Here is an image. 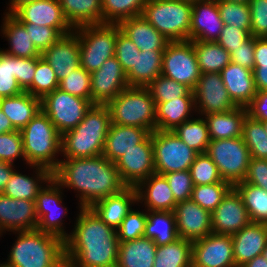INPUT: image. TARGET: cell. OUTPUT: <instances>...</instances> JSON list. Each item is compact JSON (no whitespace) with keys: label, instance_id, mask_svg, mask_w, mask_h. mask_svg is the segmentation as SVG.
I'll return each mask as SVG.
<instances>
[{"label":"cell","instance_id":"1","mask_svg":"<svg viewBox=\"0 0 267 267\" xmlns=\"http://www.w3.org/2000/svg\"><path fill=\"white\" fill-rule=\"evenodd\" d=\"M52 178L78 198L77 208H90L105 197L122 192L128 186L116 168L103 155L90 158H61Z\"/></svg>","mask_w":267,"mask_h":267},{"label":"cell","instance_id":"2","mask_svg":"<svg viewBox=\"0 0 267 267\" xmlns=\"http://www.w3.org/2000/svg\"><path fill=\"white\" fill-rule=\"evenodd\" d=\"M5 261L13 267H66L64 240L38 229L18 231Z\"/></svg>","mask_w":267,"mask_h":267},{"label":"cell","instance_id":"3","mask_svg":"<svg viewBox=\"0 0 267 267\" xmlns=\"http://www.w3.org/2000/svg\"><path fill=\"white\" fill-rule=\"evenodd\" d=\"M110 125L107 106L93 104L74 129L61 135V156L90 158L102 155Z\"/></svg>","mask_w":267,"mask_h":267},{"label":"cell","instance_id":"4","mask_svg":"<svg viewBox=\"0 0 267 267\" xmlns=\"http://www.w3.org/2000/svg\"><path fill=\"white\" fill-rule=\"evenodd\" d=\"M26 165L48 168L53 172L61 159V134L40 110L21 130Z\"/></svg>","mask_w":267,"mask_h":267},{"label":"cell","instance_id":"5","mask_svg":"<svg viewBox=\"0 0 267 267\" xmlns=\"http://www.w3.org/2000/svg\"><path fill=\"white\" fill-rule=\"evenodd\" d=\"M106 106L113 124L156 130V104L147 87L129 86Z\"/></svg>","mask_w":267,"mask_h":267},{"label":"cell","instance_id":"6","mask_svg":"<svg viewBox=\"0 0 267 267\" xmlns=\"http://www.w3.org/2000/svg\"><path fill=\"white\" fill-rule=\"evenodd\" d=\"M192 2L148 0L142 17L169 42L190 41Z\"/></svg>","mask_w":267,"mask_h":267},{"label":"cell","instance_id":"7","mask_svg":"<svg viewBox=\"0 0 267 267\" xmlns=\"http://www.w3.org/2000/svg\"><path fill=\"white\" fill-rule=\"evenodd\" d=\"M80 44V66L92 73L110 57L115 56L118 24H87L74 28Z\"/></svg>","mask_w":267,"mask_h":267},{"label":"cell","instance_id":"8","mask_svg":"<svg viewBox=\"0 0 267 267\" xmlns=\"http://www.w3.org/2000/svg\"><path fill=\"white\" fill-rule=\"evenodd\" d=\"M205 153L217 165L224 181L234 186L245 179L251 157L242 137L211 140Z\"/></svg>","mask_w":267,"mask_h":267},{"label":"cell","instance_id":"9","mask_svg":"<svg viewBox=\"0 0 267 267\" xmlns=\"http://www.w3.org/2000/svg\"><path fill=\"white\" fill-rule=\"evenodd\" d=\"M152 144L155 173L161 175L189 170L198 155L173 131H153Z\"/></svg>","mask_w":267,"mask_h":267},{"label":"cell","instance_id":"10","mask_svg":"<svg viewBox=\"0 0 267 267\" xmlns=\"http://www.w3.org/2000/svg\"><path fill=\"white\" fill-rule=\"evenodd\" d=\"M93 102L57 88L41 99V110L62 135L74 129L85 117Z\"/></svg>","mask_w":267,"mask_h":267},{"label":"cell","instance_id":"11","mask_svg":"<svg viewBox=\"0 0 267 267\" xmlns=\"http://www.w3.org/2000/svg\"><path fill=\"white\" fill-rule=\"evenodd\" d=\"M63 190L64 189L51 178L38 192L35 201L38 217L36 229L56 235L65 240L70 232H66L65 219H63L68 214L67 207L63 205Z\"/></svg>","mask_w":267,"mask_h":267},{"label":"cell","instance_id":"12","mask_svg":"<svg viewBox=\"0 0 267 267\" xmlns=\"http://www.w3.org/2000/svg\"><path fill=\"white\" fill-rule=\"evenodd\" d=\"M161 74L185 84L192 91L195 89L201 71L191 41H174L167 44L163 51Z\"/></svg>","mask_w":267,"mask_h":267},{"label":"cell","instance_id":"13","mask_svg":"<svg viewBox=\"0 0 267 267\" xmlns=\"http://www.w3.org/2000/svg\"><path fill=\"white\" fill-rule=\"evenodd\" d=\"M194 93L197 114L225 113L237 106L230 98L220 73H201Z\"/></svg>","mask_w":267,"mask_h":267},{"label":"cell","instance_id":"14","mask_svg":"<svg viewBox=\"0 0 267 267\" xmlns=\"http://www.w3.org/2000/svg\"><path fill=\"white\" fill-rule=\"evenodd\" d=\"M66 267H116L119 242L64 243Z\"/></svg>","mask_w":267,"mask_h":267},{"label":"cell","instance_id":"15","mask_svg":"<svg viewBox=\"0 0 267 267\" xmlns=\"http://www.w3.org/2000/svg\"><path fill=\"white\" fill-rule=\"evenodd\" d=\"M121 179L128 187H136L155 173L152 133L135 148L125 152L115 162Z\"/></svg>","mask_w":267,"mask_h":267},{"label":"cell","instance_id":"16","mask_svg":"<svg viewBox=\"0 0 267 267\" xmlns=\"http://www.w3.org/2000/svg\"><path fill=\"white\" fill-rule=\"evenodd\" d=\"M192 267H236L232 237L210 233L192 242Z\"/></svg>","mask_w":267,"mask_h":267},{"label":"cell","instance_id":"17","mask_svg":"<svg viewBox=\"0 0 267 267\" xmlns=\"http://www.w3.org/2000/svg\"><path fill=\"white\" fill-rule=\"evenodd\" d=\"M127 87V75L115 56L107 59L100 69L91 73L93 104L106 105Z\"/></svg>","mask_w":267,"mask_h":267},{"label":"cell","instance_id":"18","mask_svg":"<svg viewBox=\"0 0 267 267\" xmlns=\"http://www.w3.org/2000/svg\"><path fill=\"white\" fill-rule=\"evenodd\" d=\"M250 223L242 197L234 187L211 212L212 233L233 236Z\"/></svg>","mask_w":267,"mask_h":267},{"label":"cell","instance_id":"19","mask_svg":"<svg viewBox=\"0 0 267 267\" xmlns=\"http://www.w3.org/2000/svg\"><path fill=\"white\" fill-rule=\"evenodd\" d=\"M173 212L178 238L194 242L212 233L211 212L192 199L178 202Z\"/></svg>","mask_w":267,"mask_h":267},{"label":"cell","instance_id":"20","mask_svg":"<svg viewBox=\"0 0 267 267\" xmlns=\"http://www.w3.org/2000/svg\"><path fill=\"white\" fill-rule=\"evenodd\" d=\"M13 15L23 24L56 28L62 35L74 31L66 20L58 0H34L19 7Z\"/></svg>","mask_w":267,"mask_h":267},{"label":"cell","instance_id":"21","mask_svg":"<svg viewBox=\"0 0 267 267\" xmlns=\"http://www.w3.org/2000/svg\"><path fill=\"white\" fill-rule=\"evenodd\" d=\"M37 225L35 201L14 199L0 193V227L5 234L35 230Z\"/></svg>","mask_w":267,"mask_h":267},{"label":"cell","instance_id":"22","mask_svg":"<svg viewBox=\"0 0 267 267\" xmlns=\"http://www.w3.org/2000/svg\"><path fill=\"white\" fill-rule=\"evenodd\" d=\"M41 57L51 66L58 81L68 77L80 67V44L77 33L73 31L63 35L46 49Z\"/></svg>","mask_w":267,"mask_h":267},{"label":"cell","instance_id":"23","mask_svg":"<svg viewBox=\"0 0 267 267\" xmlns=\"http://www.w3.org/2000/svg\"><path fill=\"white\" fill-rule=\"evenodd\" d=\"M78 211L64 243L119 242L116 230L103 222L90 208H79Z\"/></svg>","mask_w":267,"mask_h":267},{"label":"cell","instance_id":"24","mask_svg":"<svg viewBox=\"0 0 267 267\" xmlns=\"http://www.w3.org/2000/svg\"><path fill=\"white\" fill-rule=\"evenodd\" d=\"M223 26L217 0H200L193 3L190 41L216 42Z\"/></svg>","mask_w":267,"mask_h":267},{"label":"cell","instance_id":"25","mask_svg":"<svg viewBox=\"0 0 267 267\" xmlns=\"http://www.w3.org/2000/svg\"><path fill=\"white\" fill-rule=\"evenodd\" d=\"M137 206L149 211H173L177 202L164 175L151 174L136 187Z\"/></svg>","mask_w":267,"mask_h":267},{"label":"cell","instance_id":"26","mask_svg":"<svg viewBox=\"0 0 267 267\" xmlns=\"http://www.w3.org/2000/svg\"><path fill=\"white\" fill-rule=\"evenodd\" d=\"M232 237L233 257L236 267L262 255L267 245V224L250 223Z\"/></svg>","mask_w":267,"mask_h":267},{"label":"cell","instance_id":"27","mask_svg":"<svg viewBox=\"0 0 267 267\" xmlns=\"http://www.w3.org/2000/svg\"><path fill=\"white\" fill-rule=\"evenodd\" d=\"M137 204L136 188L127 187L118 194L99 200L90 209L109 227L117 230L126 215Z\"/></svg>","mask_w":267,"mask_h":267},{"label":"cell","instance_id":"28","mask_svg":"<svg viewBox=\"0 0 267 267\" xmlns=\"http://www.w3.org/2000/svg\"><path fill=\"white\" fill-rule=\"evenodd\" d=\"M220 74L233 103L246 108L256 95L253 71L230 62Z\"/></svg>","mask_w":267,"mask_h":267},{"label":"cell","instance_id":"29","mask_svg":"<svg viewBox=\"0 0 267 267\" xmlns=\"http://www.w3.org/2000/svg\"><path fill=\"white\" fill-rule=\"evenodd\" d=\"M150 134L145 128L111 123L102 155L115 163L125 152L142 143Z\"/></svg>","mask_w":267,"mask_h":267},{"label":"cell","instance_id":"30","mask_svg":"<svg viewBox=\"0 0 267 267\" xmlns=\"http://www.w3.org/2000/svg\"><path fill=\"white\" fill-rule=\"evenodd\" d=\"M0 27L1 36L8 41L9 48L2 49L8 55L21 58L40 57L41 53L31 41L30 32L13 14L4 13Z\"/></svg>","mask_w":267,"mask_h":267},{"label":"cell","instance_id":"31","mask_svg":"<svg viewBox=\"0 0 267 267\" xmlns=\"http://www.w3.org/2000/svg\"><path fill=\"white\" fill-rule=\"evenodd\" d=\"M28 167L33 169V175L15 170L2 192L4 195L14 199L36 201L38 192L52 178V172L41 166L28 165Z\"/></svg>","mask_w":267,"mask_h":267},{"label":"cell","instance_id":"32","mask_svg":"<svg viewBox=\"0 0 267 267\" xmlns=\"http://www.w3.org/2000/svg\"><path fill=\"white\" fill-rule=\"evenodd\" d=\"M121 32L140 51H164L169 41L141 15L125 19L119 24Z\"/></svg>","mask_w":267,"mask_h":267},{"label":"cell","instance_id":"33","mask_svg":"<svg viewBox=\"0 0 267 267\" xmlns=\"http://www.w3.org/2000/svg\"><path fill=\"white\" fill-rule=\"evenodd\" d=\"M196 114L194 97H177L156 105V130L173 131Z\"/></svg>","mask_w":267,"mask_h":267},{"label":"cell","instance_id":"34","mask_svg":"<svg viewBox=\"0 0 267 267\" xmlns=\"http://www.w3.org/2000/svg\"><path fill=\"white\" fill-rule=\"evenodd\" d=\"M0 109L13 127L21 130L41 110V99L23 91L19 95L1 98Z\"/></svg>","mask_w":267,"mask_h":267},{"label":"cell","instance_id":"35","mask_svg":"<svg viewBox=\"0 0 267 267\" xmlns=\"http://www.w3.org/2000/svg\"><path fill=\"white\" fill-rule=\"evenodd\" d=\"M157 245L146 237L119 242L116 267H153Z\"/></svg>","mask_w":267,"mask_h":267},{"label":"cell","instance_id":"36","mask_svg":"<svg viewBox=\"0 0 267 267\" xmlns=\"http://www.w3.org/2000/svg\"><path fill=\"white\" fill-rule=\"evenodd\" d=\"M247 110L244 107H236L225 113H211L204 116L211 140L232 139L241 137L242 125Z\"/></svg>","mask_w":267,"mask_h":267},{"label":"cell","instance_id":"37","mask_svg":"<svg viewBox=\"0 0 267 267\" xmlns=\"http://www.w3.org/2000/svg\"><path fill=\"white\" fill-rule=\"evenodd\" d=\"M73 28L102 23V0H58Z\"/></svg>","mask_w":267,"mask_h":267},{"label":"cell","instance_id":"38","mask_svg":"<svg viewBox=\"0 0 267 267\" xmlns=\"http://www.w3.org/2000/svg\"><path fill=\"white\" fill-rule=\"evenodd\" d=\"M163 51H140L135 59V68L126 75L129 86L147 87L162 70Z\"/></svg>","mask_w":267,"mask_h":267},{"label":"cell","instance_id":"39","mask_svg":"<svg viewBox=\"0 0 267 267\" xmlns=\"http://www.w3.org/2000/svg\"><path fill=\"white\" fill-rule=\"evenodd\" d=\"M144 237L152 239L157 246L178 239L174 212L147 210Z\"/></svg>","mask_w":267,"mask_h":267},{"label":"cell","instance_id":"40","mask_svg":"<svg viewBox=\"0 0 267 267\" xmlns=\"http://www.w3.org/2000/svg\"><path fill=\"white\" fill-rule=\"evenodd\" d=\"M191 42L201 73H220L231 62L230 53L217 42Z\"/></svg>","mask_w":267,"mask_h":267},{"label":"cell","instance_id":"41","mask_svg":"<svg viewBox=\"0 0 267 267\" xmlns=\"http://www.w3.org/2000/svg\"><path fill=\"white\" fill-rule=\"evenodd\" d=\"M153 267H192V242L178 238L157 246Z\"/></svg>","mask_w":267,"mask_h":267},{"label":"cell","instance_id":"42","mask_svg":"<svg viewBox=\"0 0 267 267\" xmlns=\"http://www.w3.org/2000/svg\"><path fill=\"white\" fill-rule=\"evenodd\" d=\"M241 195L252 223L267 224V191L246 182L233 186Z\"/></svg>","mask_w":267,"mask_h":267},{"label":"cell","instance_id":"43","mask_svg":"<svg viewBox=\"0 0 267 267\" xmlns=\"http://www.w3.org/2000/svg\"><path fill=\"white\" fill-rule=\"evenodd\" d=\"M196 115V118L192 117L185 121L176 127L173 132L191 149L200 154L206 152L211 139L204 116Z\"/></svg>","mask_w":267,"mask_h":267},{"label":"cell","instance_id":"44","mask_svg":"<svg viewBox=\"0 0 267 267\" xmlns=\"http://www.w3.org/2000/svg\"><path fill=\"white\" fill-rule=\"evenodd\" d=\"M148 0H102V23L119 24L142 15Z\"/></svg>","mask_w":267,"mask_h":267},{"label":"cell","instance_id":"45","mask_svg":"<svg viewBox=\"0 0 267 267\" xmlns=\"http://www.w3.org/2000/svg\"><path fill=\"white\" fill-rule=\"evenodd\" d=\"M241 137L249 149L250 157L267 160V134L262 122L247 115L243 121Z\"/></svg>","mask_w":267,"mask_h":267},{"label":"cell","instance_id":"46","mask_svg":"<svg viewBox=\"0 0 267 267\" xmlns=\"http://www.w3.org/2000/svg\"><path fill=\"white\" fill-rule=\"evenodd\" d=\"M147 88L156 105L177 97H194L193 91L185 84L178 83L162 74L152 81Z\"/></svg>","mask_w":267,"mask_h":267},{"label":"cell","instance_id":"47","mask_svg":"<svg viewBox=\"0 0 267 267\" xmlns=\"http://www.w3.org/2000/svg\"><path fill=\"white\" fill-rule=\"evenodd\" d=\"M232 188L233 185L228 181L197 185L193 187L191 199L203 209L212 212Z\"/></svg>","mask_w":267,"mask_h":267},{"label":"cell","instance_id":"48","mask_svg":"<svg viewBox=\"0 0 267 267\" xmlns=\"http://www.w3.org/2000/svg\"><path fill=\"white\" fill-rule=\"evenodd\" d=\"M59 86L55 72L41 56L36 57V70L32 85L26 90L32 96L42 99Z\"/></svg>","mask_w":267,"mask_h":267},{"label":"cell","instance_id":"49","mask_svg":"<svg viewBox=\"0 0 267 267\" xmlns=\"http://www.w3.org/2000/svg\"><path fill=\"white\" fill-rule=\"evenodd\" d=\"M224 25L246 30L251 35V13L248 3L217 1Z\"/></svg>","mask_w":267,"mask_h":267},{"label":"cell","instance_id":"50","mask_svg":"<svg viewBox=\"0 0 267 267\" xmlns=\"http://www.w3.org/2000/svg\"><path fill=\"white\" fill-rule=\"evenodd\" d=\"M17 57L0 49V98L19 95L23 92L16 80Z\"/></svg>","mask_w":267,"mask_h":267},{"label":"cell","instance_id":"51","mask_svg":"<svg viewBox=\"0 0 267 267\" xmlns=\"http://www.w3.org/2000/svg\"><path fill=\"white\" fill-rule=\"evenodd\" d=\"M134 206L121 222L116 230L119 242H126L144 237L145 225L147 221V210L135 209Z\"/></svg>","mask_w":267,"mask_h":267},{"label":"cell","instance_id":"52","mask_svg":"<svg viewBox=\"0 0 267 267\" xmlns=\"http://www.w3.org/2000/svg\"><path fill=\"white\" fill-rule=\"evenodd\" d=\"M189 171L194 186L224 181L218 172L217 165L206 153H200L196 156Z\"/></svg>","mask_w":267,"mask_h":267},{"label":"cell","instance_id":"53","mask_svg":"<svg viewBox=\"0 0 267 267\" xmlns=\"http://www.w3.org/2000/svg\"><path fill=\"white\" fill-rule=\"evenodd\" d=\"M58 88L71 95L91 100V73L80 66L59 81Z\"/></svg>","mask_w":267,"mask_h":267},{"label":"cell","instance_id":"54","mask_svg":"<svg viewBox=\"0 0 267 267\" xmlns=\"http://www.w3.org/2000/svg\"><path fill=\"white\" fill-rule=\"evenodd\" d=\"M17 159L26 164L20 130L0 134V161L14 165Z\"/></svg>","mask_w":267,"mask_h":267},{"label":"cell","instance_id":"55","mask_svg":"<svg viewBox=\"0 0 267 267\" xmlns=\"http://www.w3.org/2000/svg\"><path fill=\"white\" fill-rule=\"evenodd\" d=\"M254 84L256 91H267V37L255 38Z\"/></svg>","mask_w":267,"mask_h":267},{"label":"cell","instance_id":"56","mask_svg":"<svg viewBox=\"0 0 267 267\" xmlns=\"http://www.w3.org/2000/svg\"><path fill=\"white\" fill-rule=\"evenodd\" d=\"M172 190L175 201L181 202L191 199L193 182L189 170L164 174Z\"/></svg>","mask_w":267,"mask_h":267},{"label":"cell","instance_id":"57","mask_svg":"<svg viewBox=\"0 0 267 267\" xmlns=\"http://www.w3.org/2000/svg\"><path fill=\"white\" fill-rule=\"evenodd\" d=\"M137 54H140L138 47L120 31L115 44V57L126 74L135 68Z\"/></svg>","mask_w":267,"mask_h":267},{"label":"cell","instance_id":"58","mask_svg":"<svg viewBox=\"0 0 267 267\" xmlns=\"http://www.w3.org/2000/svg\"><path fill=\"white\" fill-rule=\"evenodd\" d=\"M24 26L27 32H30L31 41L41 54L63 36L56 28L36 24H24Z\"/></svg>","mask_w":267,"mask_h":267},{"label":"cell","instance_id":"59","mask_svg":"<svg viewBox=\"0 0 267 267\" xmlns=\"http://www.w3.org/2000/svg\"><path fill=\"white\" fill-rule=\"evenodd\" d=\"M251 36L267 37V0H250Z\"/></svg>","mask_w":267,"mask_h":267},{"label":"cell","instance_id":"60","mask_svg":"<svg viewBox=\"0 0 267 267\" xmlns=\"http://www.w3.org/2000/svg\"><path fill=\"white\" fill-rule=\"evenodd\" d=\"M250 36L246 30L231 27V25H224L216 42L227 52L231 53L238 47H241Z\"/></svg>","mask_w":267,"mask_h":267},{"label":"cell","instance_id":"61","mask_svg":"<svg viewBox=\"0 0 267 267\" xmlns=\"http://www.w3.org/2000/svg\"><path fill=\"white\" fill-rule=\"evenodd\" d=\"M243 182L259 186L267 191V160L251 157Z\"/></svg>","mask_w":267,"mask_h":267},{"label":"cell","instance_id":"62","mask_svg":"<svg viewBox=\"0 0 267 267\" xmlns=\"http://www.w3.org/2000/svg\"><path fill=\"white\" fill-rule=\"evenodd\" d=\"M255 37L250 36L241 47L230 53L231 62L254 70Z\"/></svg>","mask_w":267,"mask_h":267},{"label":"cell","instance_id":"63","mask_svg":"<svg viewBox=\"0 0 267 267\" xmlns=\"http://www.w3.org/2000/svg\"><path fill=\"white\" fill-rule=\"evenodd\" d=\"M36 70V58L17 57L16 80L23 91L31 85Z\"/></svg>","mask_w":267,"mask_h":267},{"label":"cell","instance_id":"64","mask_svg":"<svg viewBox=\"0 0 267 267\" xmlns=\"http://www.w3.org/2000/svg\"><path fill=\"white\" fill-rule=\"evenodd\" d=\"M246 110L251 119L259 122L267 121V91H256Z\"/></svg>","mask_w":267,"mask_h":267},{"label":"cell","instance_id":"65","mask_svg":"<svg viewBox=\"0 0 267 267\" xmlns=\"http://www.w3.org/2000/svg\"><path fill=\"white\" fill-rule=\"evenodd\" d=\"M15 166L16 165L11 163L0 162V193L4 191L8 180L12 176L13 172L17 169Z\"/></svg>","mask_w":267,"mask_h":267},{"label":"cell","instance_id":"66","mask_svg":"<svg viewBox=\"0 0 267 267\" xmlns=\"http://www.w3.org/2000/svg\"><path fill=\"white\" fill-rule=\"evenodd\" d=\"M16 131V129L11 124L9 118L0 109V134Z\"/></svg>","mask_w":267,"mask_h":267},{"label":"cell","instance_id":"67","mask_svg":"<svg viewBox=\"0 0 267 267\" xmlns=\"http://www.w3.org/2000/svg\"><path fill=\"white\" fill-rule=\"evenodd\" d=\"M32 1L34 0H9V2L7 3L8 7L5 10L8 11L4 13L13 14L19 7Z\"/></svg>","mask_w":267,"mask_h":267},{"label":"cell","instance_id":"68","mask_svg":"<svg viewBox=\"0 0 267 267\" xmlns=\"http://www.w3.org/2000/svg\"><path fill=\"white\" fill-rule=\"evenodd\" d=\"M241 267H267V260L262 255H259Z\"/></svg>","mask_w":267,"mask_h":267},{"label":"cell","instance_id":"69","mask_svg":"<svg viewBox=\"0 0 267 267\" xmlns=\"http://www.w3.org/2000/svg\"><path fill=\"white\" fill-rule=\"evenodd\" d=\"M217 1H227V2H234V3H249L250 0H217Z\"/></svg>","mask_w":267,"mask_h":267},{"label":"cell","instance_id":"70","mask_svg":"<svg viewBox=\"0 0 267 267\" xmlns=\"http://www.w3.org/2000/svg\"><path fill=\"white\" fill-rule=\"evenodd\" d=\"M262 256L267 260V245L264 248V250L262 251Z\"/></svg>","mask_w":267,"mask_h":267},{"label":"cell","instance_id":"71","mask_svg":"<svg viewBox=\"0 0 267 267\" xmlns=\"http://www.w3.org/2000/svg\"><path fill=\"white\" fill-rule=\"evenodd\" d=\"M0 267H13V266L7 264V263L4 262V261H3V263H1V261H0Z\"/></svg>","mask_w":267,"mask_h":267},{"label":"cell","instance_id":"72","mask_svg":"<svg viewBox=\"0 0 267 267\" xmlns=\"http://www.w3.org/2000/svg\"><path fill=\"white\" fill-rule=\"evenodd\" d=\"M262 123H263L264 129H265V132H266V134H267V121H264V122H262Z\"/></svg>","mask_w":267,"mask_h":267},{"label":"cell","instance_id":"73","mask_svg":"<svg viewBox=\"0 0 267 267\" xmlns=\"http://www.w3.org/2000/svg\"><path fill=\"white\" fill-rule=\"evenodd\" d=\"M4 231H3V229L0 227V237H2V235H4Z\"/></svg>","mask_w":267,"mask_h":267},{"label":"cell","instance_id":"74","mask_svg":"<svg viewBox=\"0 0 267 267\" xmlns=\"http://www.w3.org/2000/svg\"><path fill=\"white\" fill-rule=\"evenodd\" d=\"M183 1H188V2L194 3V2H197V1H200V0H183Z\"/></svg>","mask_w":267,"mask_h":267}]
</instances>
